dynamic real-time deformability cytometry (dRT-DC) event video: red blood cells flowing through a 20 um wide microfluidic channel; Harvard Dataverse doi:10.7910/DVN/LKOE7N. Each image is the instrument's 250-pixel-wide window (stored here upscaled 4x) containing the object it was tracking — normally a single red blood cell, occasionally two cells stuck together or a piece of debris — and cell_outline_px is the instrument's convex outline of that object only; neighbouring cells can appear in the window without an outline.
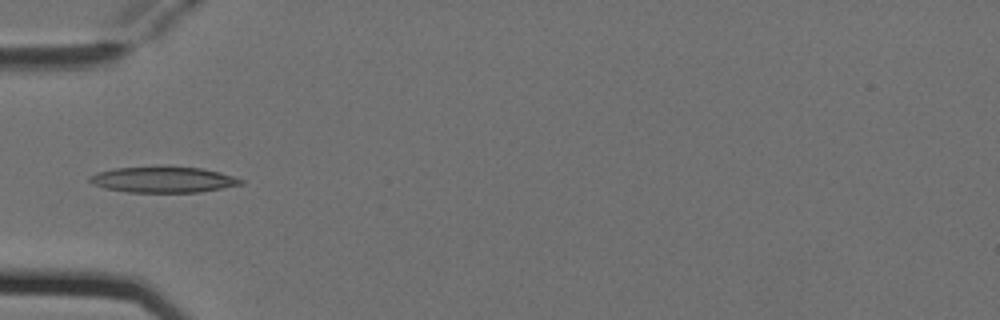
{"species": "Egyptian fruit bat (a non-hibernating species)", "species_latin": "Rousettus aegyptiacus", "temperature_condition": "cold", "stored_images_in_passage": 6, "camera_frame_rate_fps": 3000, "um_per_image_px": 0.085, "animal": {"sex": "female"}, "frame": {"image": 1, "passage_image": 5, "time_ms": 1.333, "image_size_px": [1000, 320], "cell_outline_px": [[244, 184], [200, 192], [128, 192], [104, 188], [92, 184], [88, 180], [88, 176], [96, 172], [112, 168], [200, 168], [220, 172], [244, 180]], "centroid_in_image_um": [13.84, 15.29], "position_along_channel_um": 71.2, "area_um2": 22.37}}
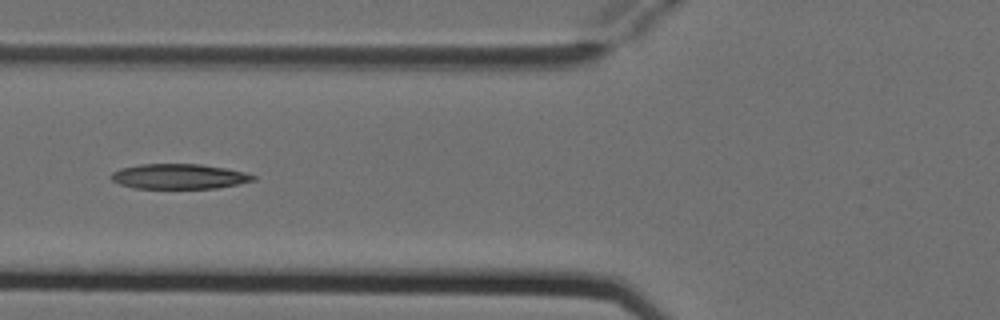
{"frame": {"image": 2, "passage_image": 6, "time_ms": 1.667, "image_size_px": [1000, 320], "cell_outline_px": [[256, 180], [216, 188], [136, 188], [120, 184], [112, 180], [108, 176], [112, 172], [120, 168], [140, 164], [200, 164], [224, 168], [244, 172], [256, 176]], "centroid_in_image_um": [15.18, 14.99], "position_along_channel_um": 110.6, "area_um2": 20.63}}